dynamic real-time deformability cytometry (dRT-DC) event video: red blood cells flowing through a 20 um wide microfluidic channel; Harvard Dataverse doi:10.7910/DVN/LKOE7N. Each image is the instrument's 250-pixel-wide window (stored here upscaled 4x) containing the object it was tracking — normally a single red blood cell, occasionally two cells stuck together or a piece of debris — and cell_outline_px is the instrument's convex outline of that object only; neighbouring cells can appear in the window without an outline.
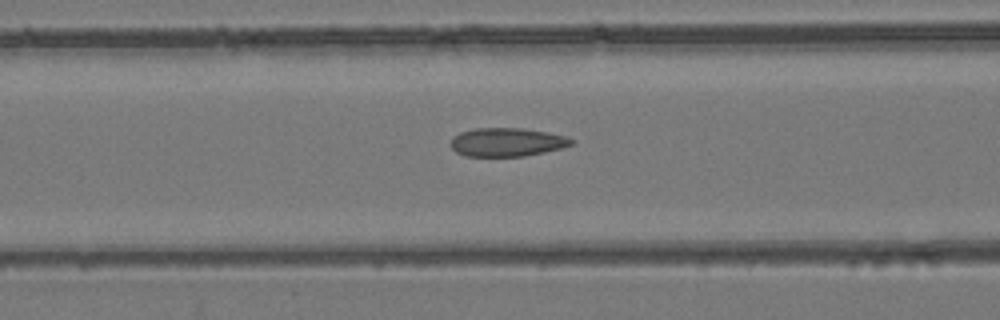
{"species": "common noctule bat (a hibernating species)", "species_latin": "Nyctalus noctula", "temperature_condition": "room temperature", "stored_images_in_passage": 53, "camera_frame_rate_fps": 3000, "um_per_image_px": 0.085, "animal": {"sex": "female", "body_mass_g": 24.6, "forearm_length_mm": 56.2}, "frame": {"image": 1, "passage_image": 22, "time_ms": 7.0, "image_size_px": [1000, 320], "cell_outline_px": [[572, 144], [560, 148], [544, 152], [524, 156], [464, 156], [456, 152], [448, 144], [452, 136], [460, 132], [476, 128], [524, 128], [548, 132], [568, 136], [572, 140]], "centroid_in_image_um": [43.04, 12.07], "position_along_channel_um": 123.6, "area_um2": 20.23}}
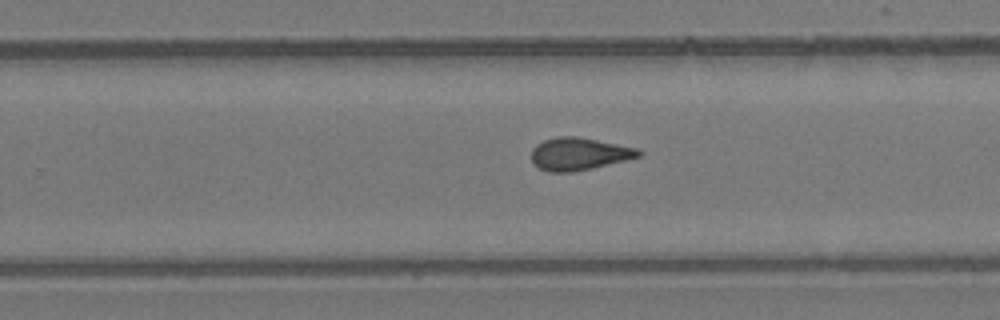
{"frame": {"image": 2, "passage_image": 34, "time_ms": 11.0, "image_size_px": [1000, 320], "cell_outline_px": [[644, 152], [640, 156], [592, 168], [572, 172], [548, 172], [540, 168], [532, 160], [532, 148], [536, 144], [544, 140], [556, 136], [576, 136], [640, 148]], "centroid_in_image_um": [49.23, 13.07], "position_along_channel_um": 280.6, "area_um2": 20.29}}
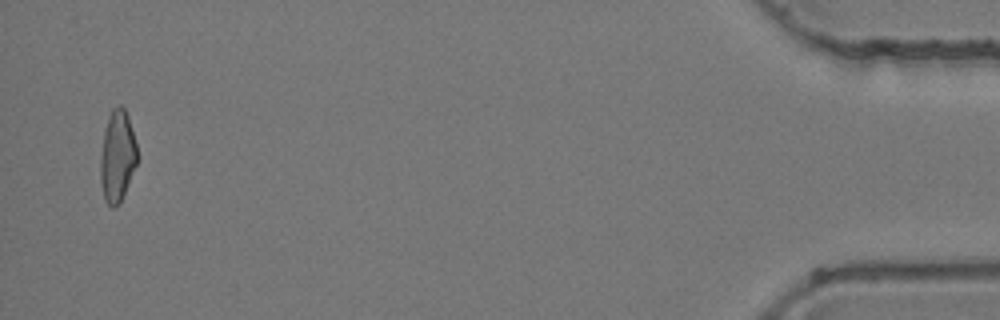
{"frame": {"image": 3, "passage_image": 52, "time_ms": 17.0, "image_size_px": [1000, 320], "cell_outline_px": [[136, 164], [120, 204], [112, 208], [104, 200], [100, 180], [100, 156], [104, 128], [108, 116], [112, 108], [116, 104], [120, 104], [124, 108], [128, 116], [136, 144]], "centroid_in_image_um": [9.94, 13.26], "position_along_channel_um": 425.3, "area_um2": 19.71}}